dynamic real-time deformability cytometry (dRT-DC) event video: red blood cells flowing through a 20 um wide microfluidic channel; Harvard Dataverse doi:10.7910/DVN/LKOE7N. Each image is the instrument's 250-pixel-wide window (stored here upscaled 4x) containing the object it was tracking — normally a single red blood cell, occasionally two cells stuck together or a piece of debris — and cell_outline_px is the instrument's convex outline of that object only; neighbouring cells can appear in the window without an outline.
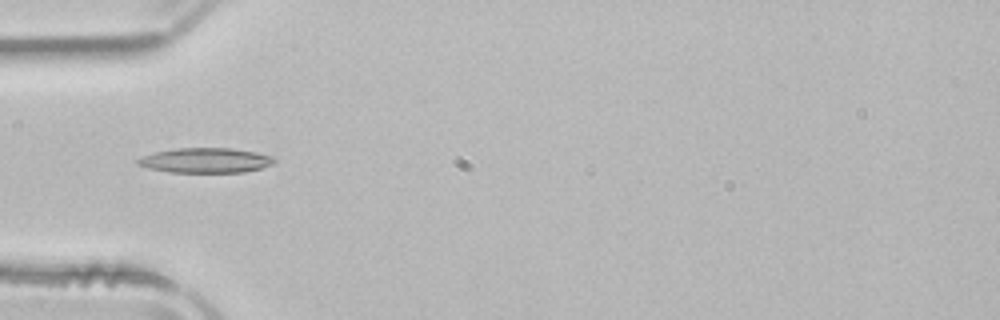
{"species": "common noctule bat (a hibernating species)", "species_latin": "Nyctalus noctula", "temperature_condition": "room temperature", "stored_images_in_passage": 3, "camera_frame_rate_fps": 3000, "um_per_image_px": 0.085, "animal": {"sex": "male", "body_mass_g": 21.5, "forearm_length_mm": 52.0}, "frame": {"image": 1, "passage_image": 3, "time_ms": 0.667, "image_size_px": [1000, 320], "cell_outline_px": [[276, 160], [272, 164], [260, 168], [244, 172], [172, 172], [148, 168], [136, 164], [132, 160], [156, 152], [176, 148], [232, 148], [256, 152], [272, 156]], "centroid_in_image_um": [17.45, 13.63], "position_along_channel_um": 67.6, "area_um2": 19.77}}